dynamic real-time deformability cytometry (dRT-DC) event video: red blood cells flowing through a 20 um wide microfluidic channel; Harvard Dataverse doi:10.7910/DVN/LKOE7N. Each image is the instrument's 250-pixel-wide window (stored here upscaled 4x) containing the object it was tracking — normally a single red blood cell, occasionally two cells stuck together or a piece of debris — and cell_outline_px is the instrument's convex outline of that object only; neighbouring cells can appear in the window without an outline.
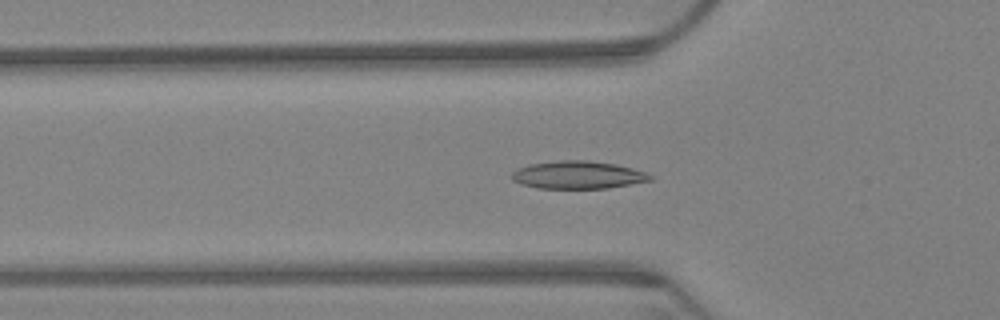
{"species": "Egyptian fruit bat (a non-hibernating species)", "species_latin": "Rousettus aegyptiacus", "temperature_condition": "warm", "stored_images_in_passage": 60, "camera_frame_rate_fps": 3000, "um_per_image_px": 0.085, "animal": {"sex": "female"}, "frame": {"image": 1, "passage_image": 21, "time_ms": 6.667, "image_size_px": [1000, 320], "cell_outline_px": [[652, 180], [608, 188], [536, 188], [520, 184], [512, 180], [512, 172], [516, 168], [528, 164], [560, 160], [588, 160], [616, 164], [648, 172], [652, 176]], "centroid_in_image_um": [49.1, 14.86], "position_along_channel_um": 76.7, "area_um2": 22.54}}
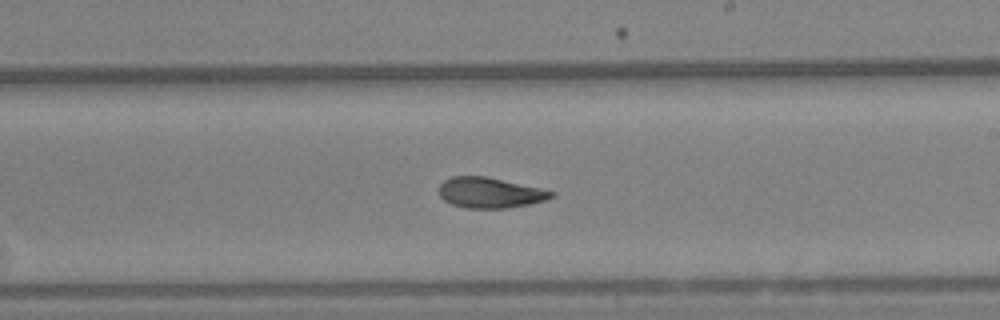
{"frame": {"image": 2, "passage_image": 37, "time_ms": 12.0, "image_size_px": [1000, 320], "cell_outline_px": [[556, 196], [544, 200], [528, 204], [504, 208], [468, 208], [452, 204], [444, 200], [440, 196], [440, 184], [444, 180], [452, 176], [484, 176], [540, 188], [556, 192]], "centroid_in_image_um": [41.64, 16.38], "position_along_channel_um": 247.4, "area_um2": 19.71}}
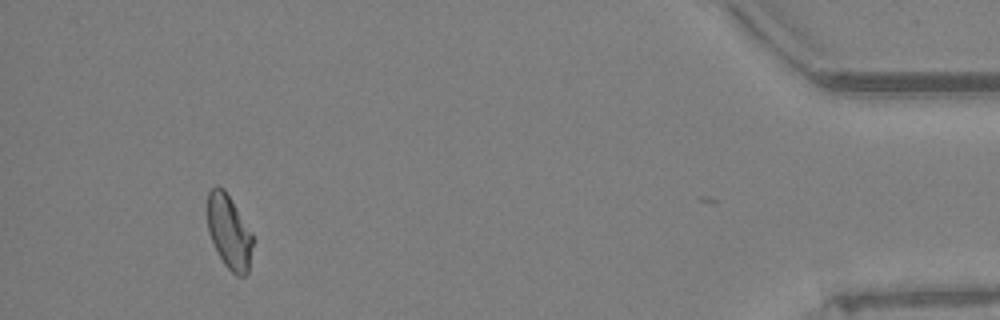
{"frame": {"image": 3, "passage_image": 59, "time_ms": 19.333, "image_size_px": [1000, 320], "cell_outline_px": [[256, 240], [248, 272], [244, 276], [236, 276], [224, 264], [208, 232], [208, 192], [216, 184], [224, 188], [252, 232]], "centroid_in_image_um": [19.52, 19.72], "position_along_channel_um": 415.7, "area_um2": 19.83}, "authors_computed_cell_mechanics": {"area_um2": 20.6924, "velocity_mm_per_s": 3.2106, "shape_relaxation_time_tau1_ms": null, "shape_relaxation_time_tau2_ms": 5.6826, "deformation_change_tau1": null, "deformation_change_tau2": 0.1011}}